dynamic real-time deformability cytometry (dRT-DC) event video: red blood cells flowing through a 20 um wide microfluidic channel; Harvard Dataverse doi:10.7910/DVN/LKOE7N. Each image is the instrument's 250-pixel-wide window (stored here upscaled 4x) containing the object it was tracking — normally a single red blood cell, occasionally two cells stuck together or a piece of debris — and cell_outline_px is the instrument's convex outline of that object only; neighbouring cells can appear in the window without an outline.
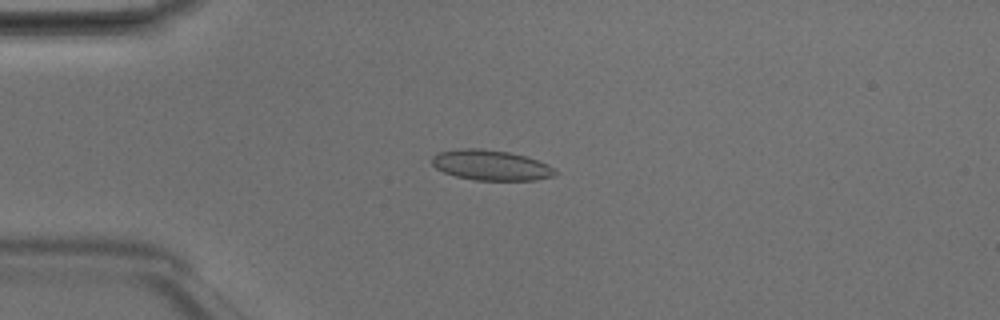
{"species": "Egyptian fruit bat (a non-hibernating species)", "species_latin": "Rousettus aegyptiacus", "temperature_condition": "room temperature", "stored_images_in_passage": 48, "camera_frame_rate_fps": 3000, "um_per_image_px": 0.085, "animal": {"sex": "male"}, "frame": {"image": 1, "passage_image": 12, "time_ms": 3.667, "image_size_px": [1000, 320], "cell_outline_px": [[556, 172], [552, 176], [536, 180], [476, 180], [456, 176], [444, 172], [436, 168], [432, 164], [432, 156], [440, 152], [464, 148], [480, 148], [508, 152], [524, 156], [548, 164]], "centroid_in_image_um": [41.7, 14.04], "position_along_channel_um": 43.3, "area_um2": 21.44}}
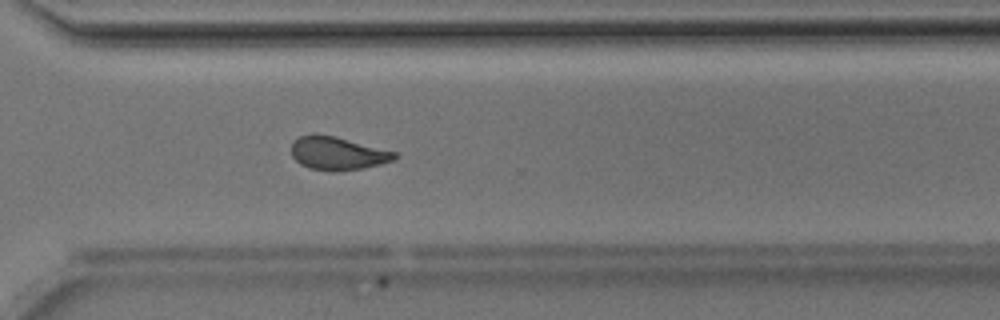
{"frame": {"image": 2, "passage_image": 35, "time_ms": 11.333, "image_size_px": [1000, 320], "cell_outline_px": [[396, 160], [380, 164], [360, 168], [332, 172], [308, 168], [300, 164], [292, 156], [292, 140], [300, 136], [316, 132], [336, 136], [396, 152]], "centroid_in_image_um": [28.65, 13.01], "position_along_channel_um": 341.9, "area_um2": 20.17}}
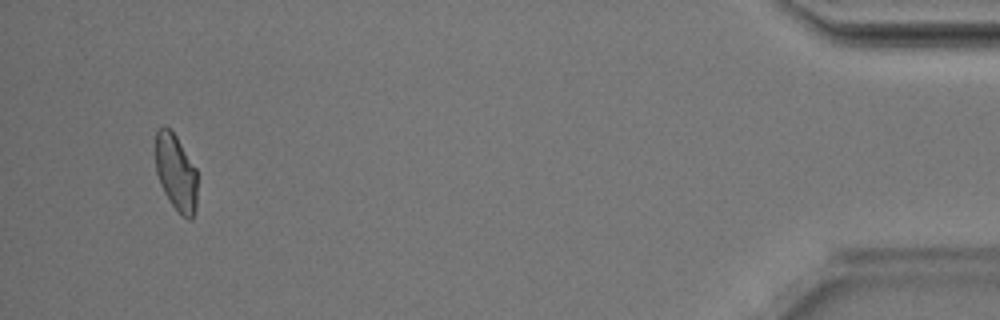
{"frame": {"image": 3, "passage_image": 46, "time_ms": 15.0, "image_size_px": [1000, 320], "cell_outline_px": [[196, 208], [192, 220], [188, 220], [180, 216], [164, 192], [160, 184], [156, 172], [156, 132], [164, 124], [176, 136], [196, 168]], "centroid_in_image_um": [14.96, 14.7], "position_along_channel_um": 420.2, "area_um2": 18.67}, "authors_computed_cell_mechanics": {"area_um2": 20.23, "velocity_mm_per_s": 4.1963, "shape_relaxation_time_tau1_ms": 9.7081, "shape_relaxation_time_tau2_ms": 1.6483, "deformation_change_tau1": 0.1971, "deformation_change_tau2": 0.07}}